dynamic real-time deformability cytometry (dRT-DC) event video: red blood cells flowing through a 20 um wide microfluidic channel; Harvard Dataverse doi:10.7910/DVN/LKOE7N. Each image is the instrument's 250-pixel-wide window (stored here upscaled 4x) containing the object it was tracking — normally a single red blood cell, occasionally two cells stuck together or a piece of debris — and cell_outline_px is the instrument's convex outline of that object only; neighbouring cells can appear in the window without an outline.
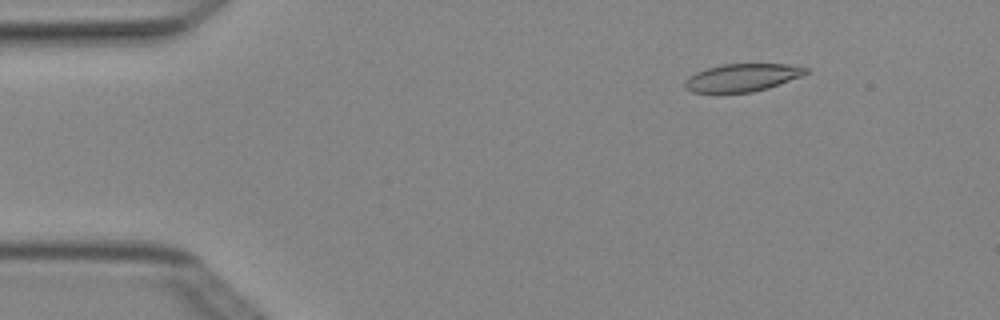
{"species": "Egyptian fruit bat (a non-hibernating species)", "species_latin": "Rousettus aegyptiacus", "temperature_condition": "cold", "stored_images_in_passage": 4, "camera_frame_rate_fps": 3000, "um_per_image_px": 0.085, "animal": {"sex": "female"}, "frame": {"image": 1, "passage_image": 2, "time_ms": 0.333, "image_size_px": [1000, 320], "cell_outline_px": [[808, 72], [804, 76], [768, 88], [752, 92], [692, 92], [684, 88], [684, 80], [688, 76], [696, 72], [720, 64], [788, 64], [808, 68]], "centroid_in_image_um": [63.1, 6.59], "position_along_channel_um": 21.9, "area_um2": 19.65}}